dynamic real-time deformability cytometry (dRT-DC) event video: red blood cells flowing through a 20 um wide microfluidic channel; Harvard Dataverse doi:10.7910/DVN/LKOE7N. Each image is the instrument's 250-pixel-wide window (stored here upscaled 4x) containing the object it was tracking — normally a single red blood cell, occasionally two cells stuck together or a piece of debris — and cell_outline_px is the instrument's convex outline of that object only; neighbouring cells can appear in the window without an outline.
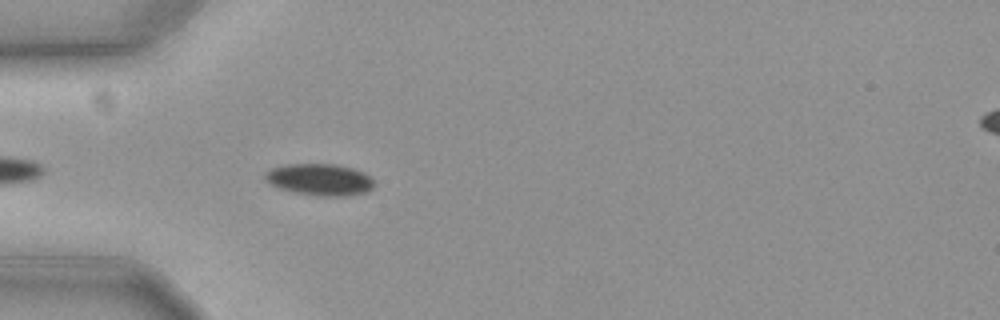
{"species": "common noctule bat (a hibernating species)", "species_latin": "Nyctalus noctula", "temperature_condition": "cold", "stored_images_in_passage": 8, "camera_frame_rate_fps": 3000, "um_per_image_px": 0.085, "animal": {"sex": "female", "body_mass_g": 19.3, "forearm_length_mm": 54.1}, "frame": {"image": 1, "passage_image": 5, "time_ms": 1.333, "image_size_px": [1000, 320], "cell_outline_px": [[372, 188], [364, 192], [340, 196], [324, 196], [296, 192], [280, 188], [264, 180], [264, 172], [272, 168], [284, 164], [336, 164], [352, 168], [364, 172], [372, 180]], "centroid_in_image_um": [27.13, 15.24], "position_along_channel_um": 57.9, "area_um2": 19.83}}